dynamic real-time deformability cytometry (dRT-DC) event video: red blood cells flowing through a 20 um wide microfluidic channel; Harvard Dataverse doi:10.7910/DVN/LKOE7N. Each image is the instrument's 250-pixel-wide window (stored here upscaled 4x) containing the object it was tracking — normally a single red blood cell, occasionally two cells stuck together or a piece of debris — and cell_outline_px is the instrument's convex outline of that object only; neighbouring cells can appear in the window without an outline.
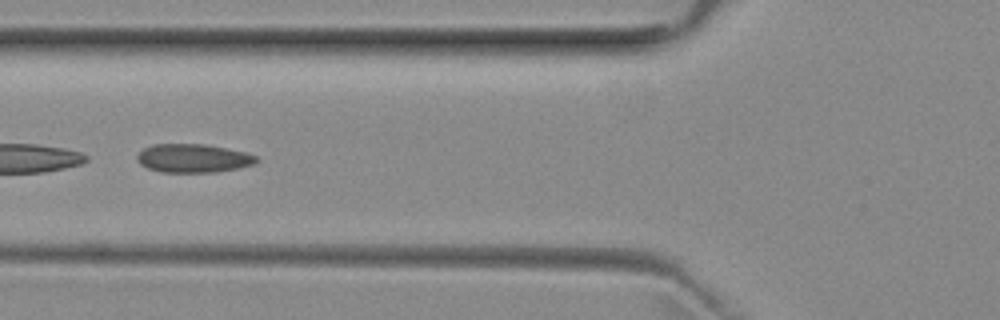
{"species": "common noctule bat (a hibernating species)", "species_latin": "Nyctalus noctula", "temperature_condition": "room temperature", "stored_images_in_passage": 10, "camera_frame_rate_fps": 3000, "um_per_image_px": 0.085, "animal": {"sex": "female", "body_mass_g": 29.2, "forearm_length_mm": 56.3}, "frame": {"image": 1, "passage_image": 7, "time_ms": 2.0, "image_size_px": [1000, 320], "cell_outline_px": [[260, 160], [256, 164], [240, 168], [216, 172], [160, 172], [148, 168], [140, 164], [136, 160], [136, 156], [144, 148], [152, 144], [204, 144], [244, 152], [256, 156]], "centroid_in_image_um": [16.43, 13.46], "position_along_channel_um": 109.4, "area_um2": 19.94}}